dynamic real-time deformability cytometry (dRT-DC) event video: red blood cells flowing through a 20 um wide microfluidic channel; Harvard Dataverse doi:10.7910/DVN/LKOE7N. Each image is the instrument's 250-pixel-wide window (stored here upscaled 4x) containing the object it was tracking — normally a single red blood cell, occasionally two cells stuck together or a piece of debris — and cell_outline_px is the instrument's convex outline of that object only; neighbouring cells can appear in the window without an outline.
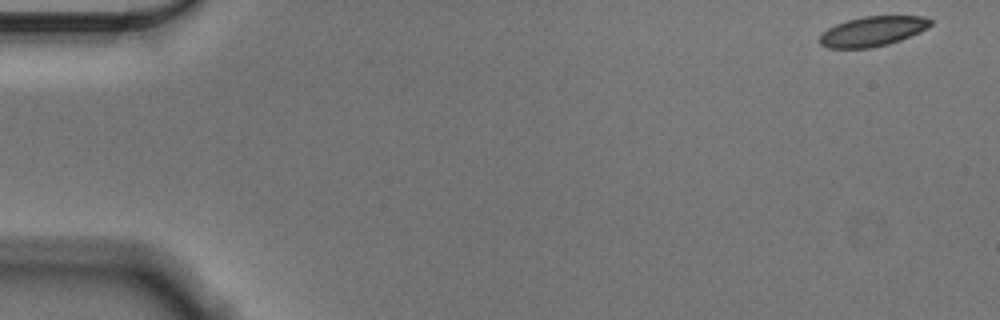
{"species": "Egyptian fruit bat (a non-hibernating species)", "species_latin": "Rousettus aegyptiacus", "temperature_condition": "cold", "stored_images_in_passage": 55, "camera_frame_rate_fps": 3000, "um_per_image_px": 0.085, "animal": {"sex": "male"}, "frame": {"image": 1, "passage_image": 1, "time_ms": 0.0, "image_size_px": [1000, 320], "cell_outline_px": [[932, 24], [900, 40], [888, 44], [872, 48], [828, 48], [820, 44], [820, 36], [828, 28], [836, 24], [848, 20], [864, 16], [924, 16], [932, 20]], "centroid_in_image_um": [74.14, 2.66], "position_along_channel_um": 10.9, "area_um2": 18.96}}
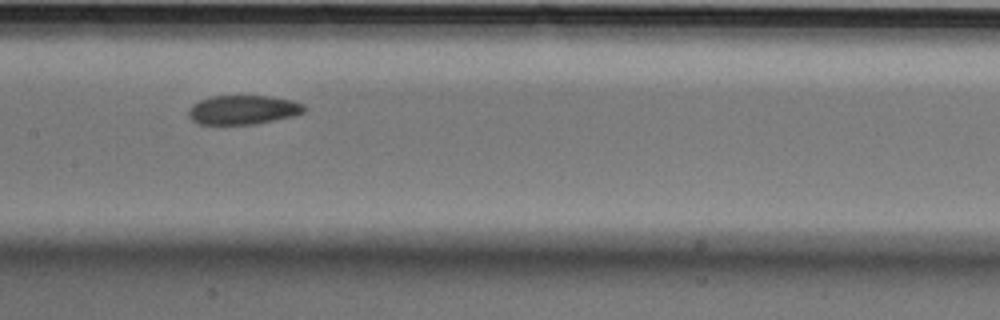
{"frame": {"image": 2, "passage_image": 27, "time_ms": 8.667, "image_size_px": [1000, 320], "cell_outline_px": [[304, 112], [292, 116], [252, 124], [200, 124], [192, 120], [188, 116], [188, 112], [192, 104], [200, 100], [212, 96], [272, 96], [292, 100], [304, 104]], "centroid_in_image_um": [20.64, 9.32], "position_along_channel_um": 186.8, "area_um2": 19.48}}
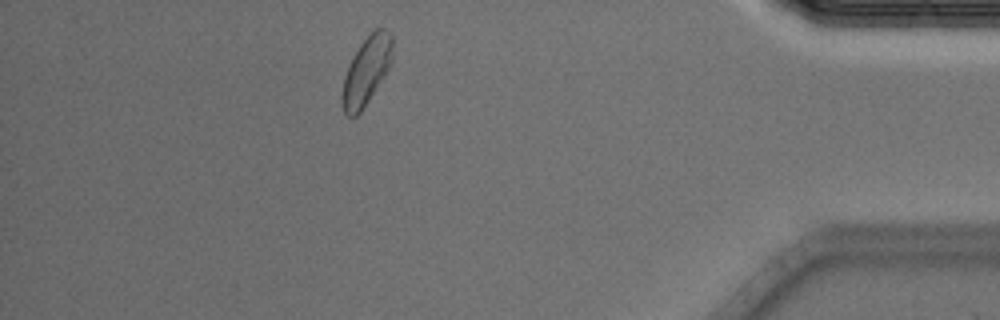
{"frame": {"image": 3, "passage_image": 49, "time_ms": 16.0, "image_size_px": [1000, 320], "cell_outline_px": [[392, 64], [360, 112], [356, 116], [348, 116], [344, 112], [340, 100], [340, 96], [344, 76], [348, 64], [352, 56], [360, 44], [376, 28], [384, 28], [392, 32]], "centroid_in_image_um": [31.13, 6.0], "position_along_channel_um": 404.1, "area_um2": 20.06}, "authors_computed_cell_mechanics": {"area_um2": 20.0566, "velocity_mm_per_s": 3.5319, "shape_relaxation_time_tau1_ms": 9.0228, "shape_relaxation_time_tau2_ms": 3.7563, "deformation_change_tau1": 0.1277, "deformation_change_tau2": 0.0715}}